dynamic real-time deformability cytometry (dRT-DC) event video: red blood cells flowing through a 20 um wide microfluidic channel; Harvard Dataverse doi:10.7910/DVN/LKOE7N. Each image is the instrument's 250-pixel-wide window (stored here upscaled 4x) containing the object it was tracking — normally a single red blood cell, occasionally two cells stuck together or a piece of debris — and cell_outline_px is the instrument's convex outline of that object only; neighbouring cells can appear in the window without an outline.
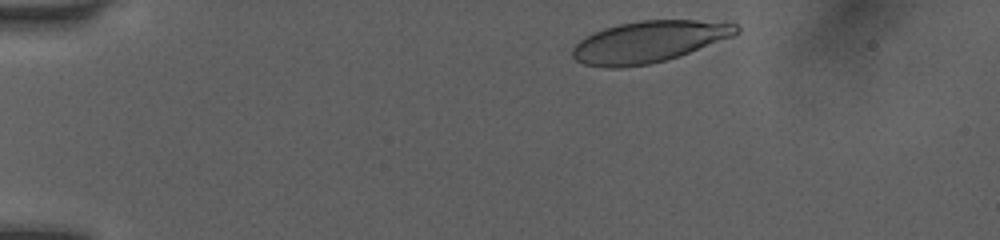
{"species": "human", "species_latin": "Homo sapiens", "temperature_condition": "room temperature", "stored_images_in_passage": 37, "camera_frame_rate_fps": 3000, "um_per_image_px": 0.085, "donor": {"sex": "female"}, "frame": {"image": 1, "passage_image": 2, "time_ms": 0.333, "image_size_px": [1000, 240], "cell_outline_px": [[740, 32], [732, 36], [688, 52], [664, 60], [648, 64], [620, 68], [608, 68], [584, 64], [576, 60], [572, 56], [572, 48], [580, 40], [592, 32], [604, 28], [620, 24], [640, 20], [696, 20], [736, 24], [740, 28]], "centroid_in_image_um": [55.09, 3.54], "position_along_channel_um": 29.9, "area_um2": 39.13}}
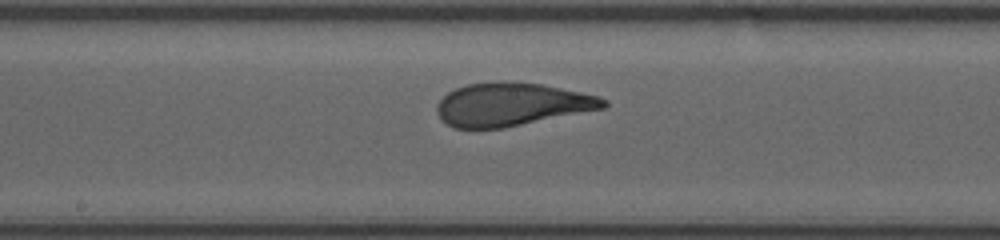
{"frame": {"image": 2, "passage_image": 21, "time_ms": 6.667, "image_size_px": [1000, 240], "cell_outline_px": [[608, 104], [604, 108], [504, 128], [452, 128], [436, 112], [436, 104], [448, 92], [456, 88], [468, 84], [540, 84], [580, 92], [596, 96], [608, 100]], "centroid_in_image_um": [43.48, 8.92], "position_along_channel_um": 204.7, "area_um2": 40.63}}
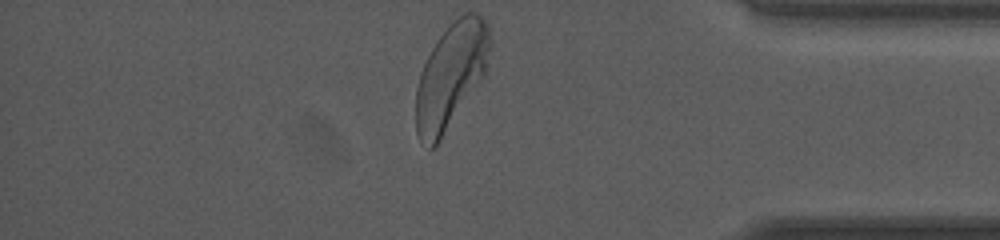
{"frame": {"image": 3, "passage_image": 37, "time_ms": 12.0, "image_size_px": [1000, 240], "cell_outline_px": [[492, 44], [484, 76], [436, 148], [428, 148], [420, 140], [416, 132], [416, 88], [420, 72], [436, 40], [464, 12], [472, 12], [488, 20]], "centroid_in_image_um": [38.35, 6.46], "position_along_channel_um": 396.9, "area_um2": 45.6}, "authors_computed_cell_mechanics": {"area_um2": 42.194, "velocity_mm_per_s": 4.0224, "shape_relaxation_time_tau1_ms": 2.9811, "shape_relaxation_time_tau2_ms": null, "deformation_change_tau1": 0.1728, "deformation_change_tau2": null}}